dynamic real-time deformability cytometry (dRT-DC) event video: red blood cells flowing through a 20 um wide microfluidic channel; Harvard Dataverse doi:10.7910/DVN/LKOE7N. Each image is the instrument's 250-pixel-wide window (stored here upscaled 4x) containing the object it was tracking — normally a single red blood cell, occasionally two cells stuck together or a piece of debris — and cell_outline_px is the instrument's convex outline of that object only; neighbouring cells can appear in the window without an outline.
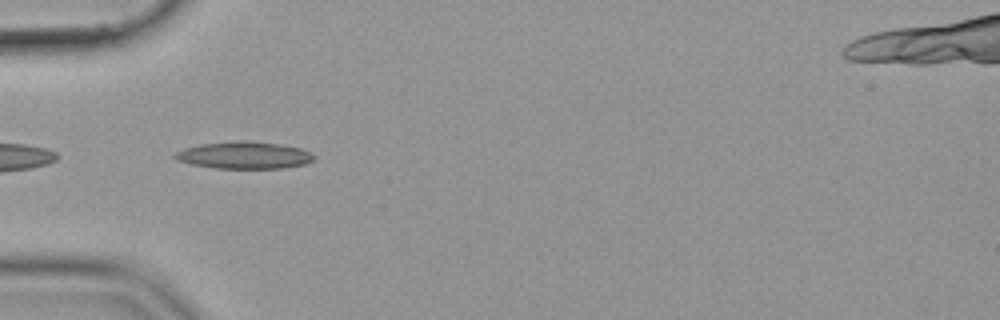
{"species": "common noctule bat (a hibernating species)", "species_latin": "Nyctalus noctula", "temperature_condition": "cold", "stored_images_in_passage": 3, "camera_frame_rate_fps": 3000, "um_per_image_px": 0.085, "animal": {"sex": "female", "body_mass_g": 19.9}, "frame": {"image": 1, "passage_image": 1, "time_ms": 0.0, "image_size_px": [1000, 320], "cell_outline_px": [[316, 156], [312, 160], [304, 164], [284, 168], [216, 168], [192, 164], [176, 160], [172, 156], [176, 152], [184, 148], [200, 144], [240, 140], [252, 140], [280, 144], [300, 148]], "centroid_in_image_um": [20.73, 13.18], "position_along_channel_um": 64.3, "area_um2": 21.96}}